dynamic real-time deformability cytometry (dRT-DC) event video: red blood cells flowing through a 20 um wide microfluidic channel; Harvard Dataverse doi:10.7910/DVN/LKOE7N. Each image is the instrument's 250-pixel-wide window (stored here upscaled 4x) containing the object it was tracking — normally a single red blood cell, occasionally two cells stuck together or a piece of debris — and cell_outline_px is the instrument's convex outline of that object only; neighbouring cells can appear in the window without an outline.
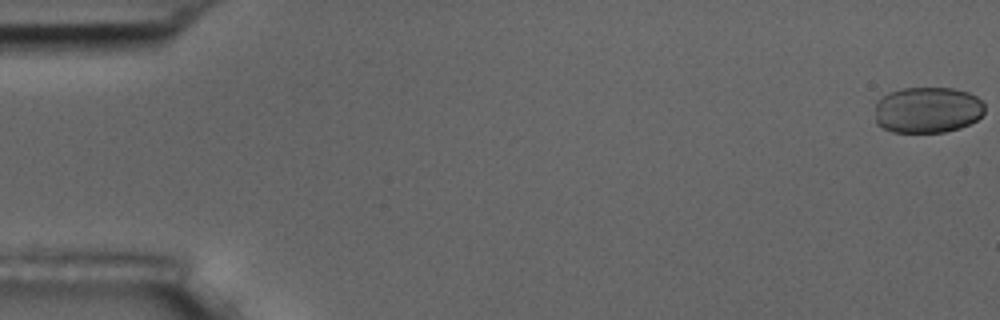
{"species": "common noctule bat (a hibernating species)", "species_latin": "Nyctalus noctula", "temperature_condition": "room temperature", "stored_images_in_passage": 5, "camera_frame_rate_fps": 3000, "um_per_image_px": 0.085, "animal": {"sex": "male", "body_mass_g": 17.5, "forearm_length_mm": 52.3}, "frame": {"image": 1, "passage_image": 1, "time_ms": 0.0, "image_size_px": [1000, 320], "cell_outline_px": [[984, 112], [976, 120], [960, 128], [944, 132], [892, 132], [876, 124], [876, 104], [888, 92], [904, 88], [952, 88], [968, 92], [976, 96], [984, 104]], "centroid_in_image_um": [78.84, 9.35], "position_along_channel_um": 6.2, "area_um2": 29.42}}